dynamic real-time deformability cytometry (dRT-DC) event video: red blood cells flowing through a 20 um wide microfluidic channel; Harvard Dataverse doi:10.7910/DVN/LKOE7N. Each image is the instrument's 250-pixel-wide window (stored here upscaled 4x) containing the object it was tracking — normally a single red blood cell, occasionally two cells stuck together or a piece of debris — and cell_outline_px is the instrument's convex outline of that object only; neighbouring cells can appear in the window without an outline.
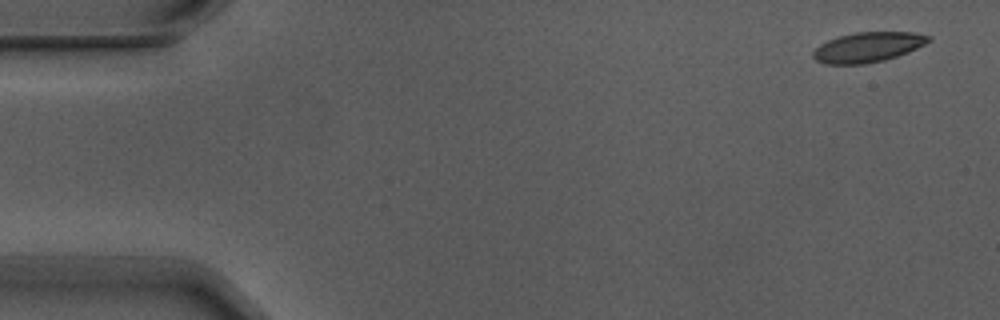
{"species": "Egyptian fruit bat (a non-hibernating species)", "species_latin": "Rousettus aegyptiacus", "temperature_condition": "warm", "stored_images_in_passage": 8, "camera_frame_rate_fps": 3000, "um_per_image_px": 0.085, "animal": {"sex": "male"}, "frame": {"image": 1, "passage_image": 1, "time_ms": 0.0, "image_size_px": [1000, 320], "cell_outline_px": [[932, 40], [916, 48], [896, 56], [884, 60], [864, 64], [824, 64], [816, 60], [812, 56], [812, 52], [820, 44], [828, 40], [840, 36], [856, 32], [912, 32], [932, 36]], "centroid_in_image_um": [73.75, 4.01], "position_along_channel_um": 11.2, "area_um2": 20.06}}
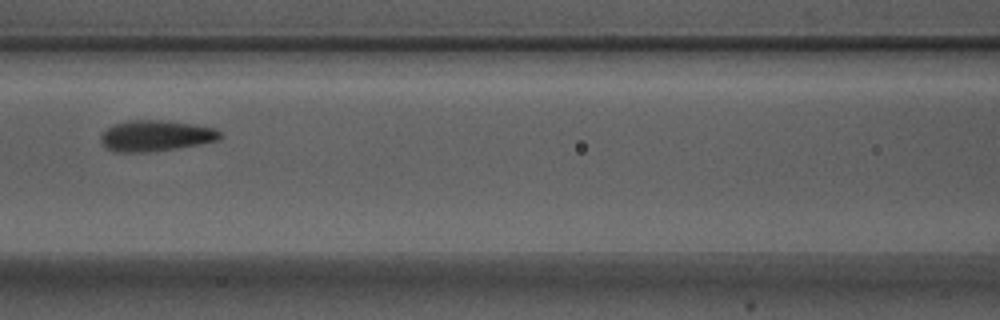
{"frame": {"image": 2, "passage_image": 7, "time_ms": 2.0, "image_size_px": [1000, 320], "cell_outline_px": [[224, 136], [220, 140], [200, 144], [176, 148], [148, 152], [112, 152], [100, 140], [100, 136], [112, 124], [128, 120], [160, 120], [196, 124], [216, 128]], "centroid_in_image_um": [13.28, 11.53], "position_along_channel_um": 153.3, "area_um2": 21.68}}
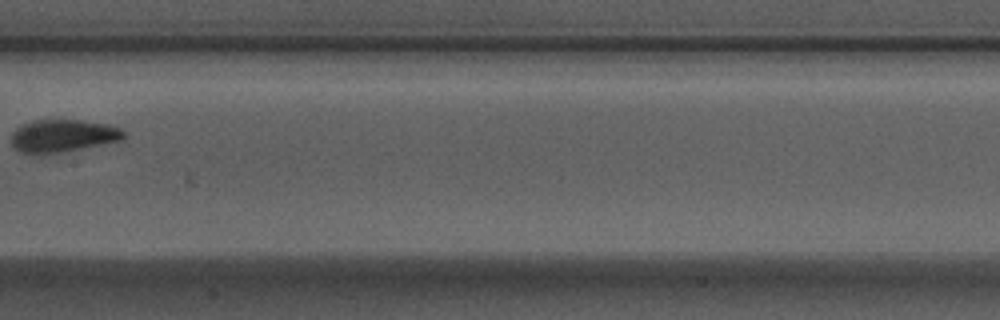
{"frame": {"image": 3, "passage_image": 8, "time_ms": 2.333, "image_size_px": [1000, 320], "cell_outline_px": [[124, 136], [120, 140], [60, 152], [20, 152], [12, 148], [12, 132], [20, 124], [32, 120], [80, 120], [108, 124], [120, 128], [124, 132]], "centroid_in_image_um": [5.3, 11.51], "position_along_channel_um": 202.1, "area_um2": 20.92}}